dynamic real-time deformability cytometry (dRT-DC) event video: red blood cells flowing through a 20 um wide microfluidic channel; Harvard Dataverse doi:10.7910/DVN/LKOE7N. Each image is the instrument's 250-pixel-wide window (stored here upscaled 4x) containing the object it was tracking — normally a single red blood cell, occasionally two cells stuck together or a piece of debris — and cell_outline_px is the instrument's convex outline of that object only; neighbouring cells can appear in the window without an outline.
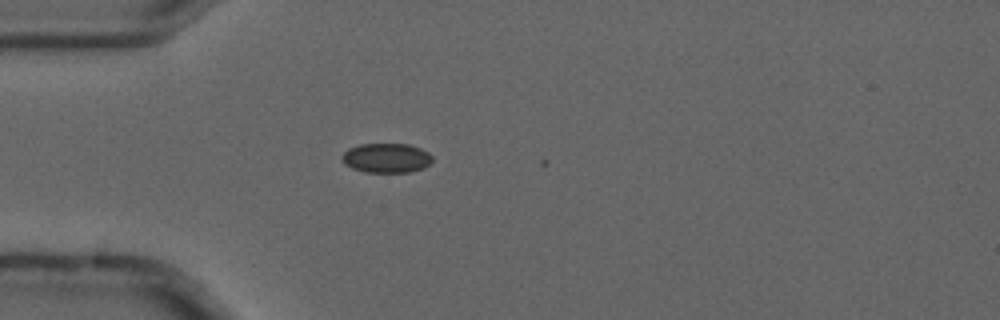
{"species": "common noctule bat (a hibernating species)", "species_latin": "Nyctalus noctula", "temperature_condition": "cold", "stored_images_in_passage": 4, "camera_frame_rate_fps": 3000, "um_per_image_px": 0.085, "animal": {"sex": "male", "forearm_length_mm": 52.5}, "frame": {"image": 1, "passage_image": 1, "time_ms": 0.0, "image_size_px": [1000, 320], "cell_outline_px": [[432, 160], [424, 168], [408, 172], [364, 172], [352, 168], [344, 164], [340, 160], [340, 156], [348, 148], [360, 144], [408, 144], [420, 148], [428, 152], [432, 156]], "centroid_in_image_um": [32.8, 13.43], "position_along_channel_um": 52.2, "area_um2": 15.66}}
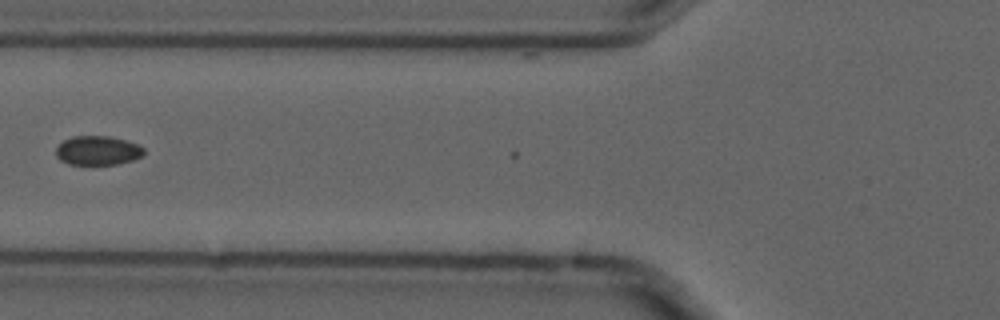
{"frame": {"image": 2, "passage_image": 3, "time_ms": 0.667, "image_size_px": [1000, 320], "cell_outline_px": [[144, 152], [140, 156], [132, 160], [116, 164], [68, 164], [60, 160], [56, 156], [56, 148], [64, 140], [72, 136], [108, 136], [124, 140], [136, 144], [144, 148]], "centroid_in_image_um": [8.27, 12.79], "position_along_channel_um": 117.5, "area_um2": 14.74}}